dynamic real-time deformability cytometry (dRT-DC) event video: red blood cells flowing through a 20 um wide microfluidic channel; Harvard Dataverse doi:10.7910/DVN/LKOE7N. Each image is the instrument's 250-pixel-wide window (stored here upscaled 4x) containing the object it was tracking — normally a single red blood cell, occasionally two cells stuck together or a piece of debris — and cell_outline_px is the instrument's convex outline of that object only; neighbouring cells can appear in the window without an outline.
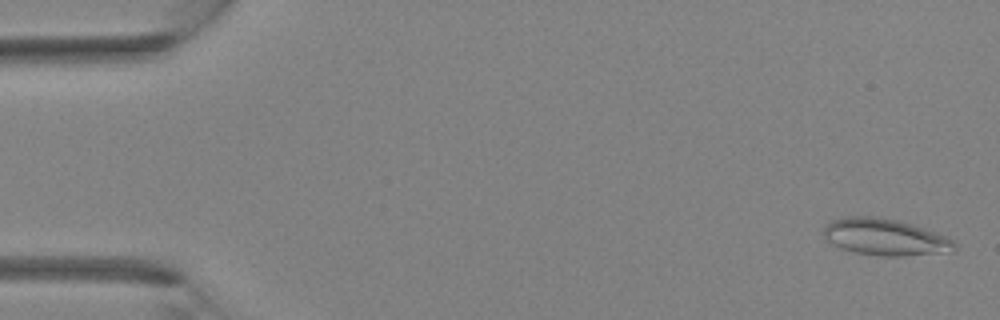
{"species": "Egyptian fruit bat (a non-hibernating species)", "species_latin": "Rousettus aegyptiacus", "temperature_condition": "room temperature", "stored_images_in_passage": 4, "camera_frame_rate_fps": 3000, "um_per_image_px": 0.085, "animal": {"sex": "female"}, "frame": {"image": 1, "passage_image": 1, "time_ms": 0.0, "image_size_px": [1000, 320], "cell_outline_px": [[956, 248], [952, 252], [904, 256], [880, 256], [852, 252], [840, 248], [832, 244], [824, 236], [824, 228], [832, 220], [848, 216], [876, 216], [896, 220], [912, 224], [936, 232], [956, 240]], "centroid_in_image_um": [75.27, 20.16], "position_along_channel_um": 9.7, "area_um2": 28.21}}